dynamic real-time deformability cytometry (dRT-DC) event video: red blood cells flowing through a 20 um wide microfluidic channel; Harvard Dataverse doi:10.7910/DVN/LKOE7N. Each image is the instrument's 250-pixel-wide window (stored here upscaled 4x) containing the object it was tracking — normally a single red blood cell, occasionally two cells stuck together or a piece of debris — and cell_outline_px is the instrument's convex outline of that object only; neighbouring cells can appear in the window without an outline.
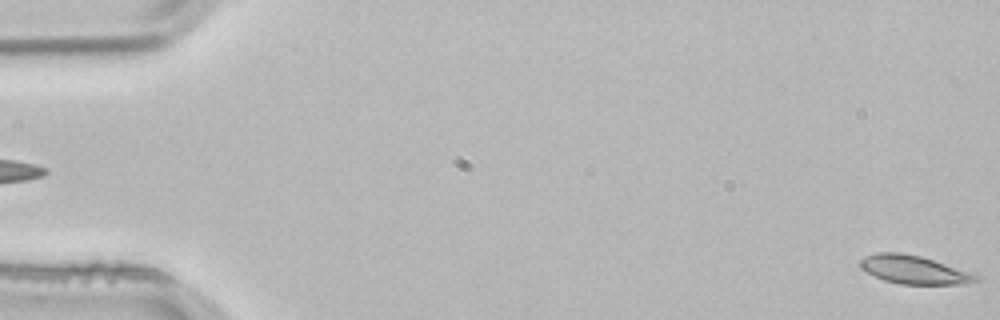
{"species": "common noctule bat (a hibernating species)", "species_latin": "Nyctalus noctula", "temperature_condition": "room temperature", "stored_images_in_passage": 4, "segment_of_instrument_passage": [2, 2], "camera_frame_rate_fps": 3000, "um_per_image_px": 0.085, "animal": {"sex": "male", "body_mass_g": 21.5, "forearm_length_mm": 52.0}, "frame": {"image": 1, "passage_image": 4, "time_ms": 1.0, "image_size_px": [1000, 320], "cell_outline_px": [[976, 280], [964, 284], [900, 284], [884, 280], [860, 268], [860, 260], [864, 256], [876, 252], [900, 252], [920, 256], [976, 272]], "centroid_in_image_um": [77.7, 22.91], "position_along_channel_um": 7.3, "area_um2": 19.19}}